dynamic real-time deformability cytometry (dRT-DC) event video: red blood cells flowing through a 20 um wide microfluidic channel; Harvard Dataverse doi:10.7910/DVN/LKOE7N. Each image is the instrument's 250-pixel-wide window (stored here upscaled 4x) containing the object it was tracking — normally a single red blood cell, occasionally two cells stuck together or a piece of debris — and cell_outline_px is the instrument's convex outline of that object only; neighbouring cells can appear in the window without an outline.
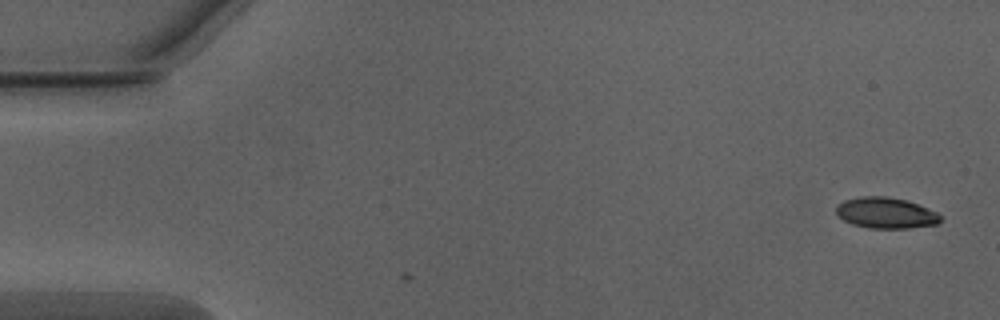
{"species": "Egyptian fruit bat (a non-hibernating species)", "species_latin": "Rousettus aegyptiacus", "temperature_condition": "warm", "stored_images_in_passage": 2, "camera_frame_rate_fps": 3000, "um_per_image_px": 0.085, "animal": {"sex": "male"}, "frame": {"image": 1, "passage_image": 2, "time_ms": 0.333, "image_size_px": [1000, 320], "cell_outline_px": [[940, 220], [936, 224], [908, 228], [868, 228], [852, 224], [836, 216], [836, 204], [844, 200], [860, 196], [888, 196], [904, 200], [928, 208], [936, 212], [940, 216]], "centroid_in_image_um": [75.23, 18.09], "position_along_channel_um": 9.8, "area_um2": 18.79}}